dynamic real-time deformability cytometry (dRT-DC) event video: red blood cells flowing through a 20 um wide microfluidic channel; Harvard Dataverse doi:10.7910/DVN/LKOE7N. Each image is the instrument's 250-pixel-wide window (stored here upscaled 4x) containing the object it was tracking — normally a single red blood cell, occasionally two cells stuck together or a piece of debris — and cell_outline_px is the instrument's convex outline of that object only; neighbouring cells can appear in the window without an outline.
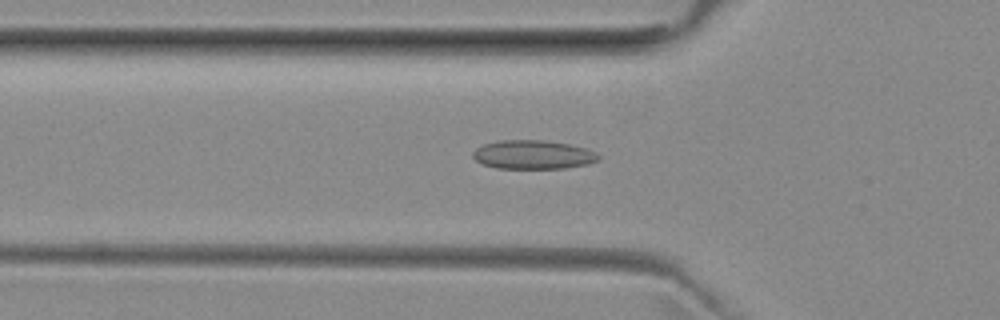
{"species": "common noctule bat (a hibernating species)", "species_latin": "Nyctalus noctula", "temperature_condition": "room temperature", "stored_images_in_passage": 51, "camera_frame_rate_fps": 3000, "um_per_image_px": 0.085, "animal": {"sex": "female", "body_mass_g": 29.2, "forearm_length_mm": 56.3}, "frame": {"image": 1, "passage_image": 17, "time_ms": 5.333, "image_size_px": [1000, 320], "cell_outline_px": [[600, 160], [588, 164], [564, 168], [496, 168], [484, 164], [476, 160], [472, 156], [472, 152], [476, 148], [484, 144], [500, 140], [544, 140], [568, 144], [584, 148], [596, 152], [600, 156]], "centroid_in_image_um": [45.32, 13.14], "position_along_channel_um": 80.5, "area_um2": 21.04}}
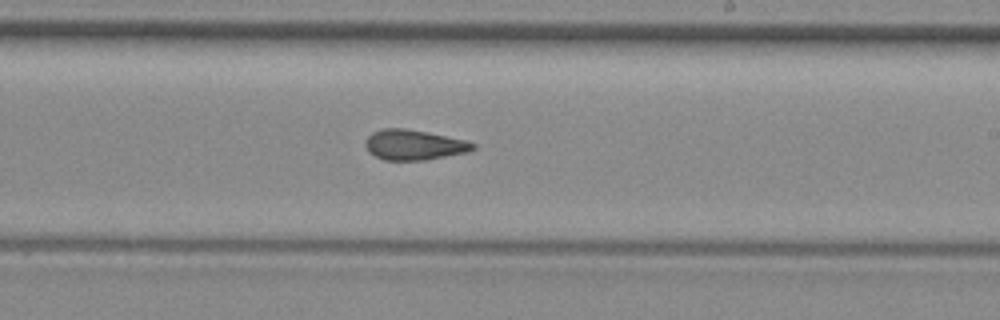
{"frame": {"image": 2, "passage_image": 30, "time_ms": 9.667, "image_size_px": [1000, 320], "cell_outline_px": [[476, 148], [468, 152], [424, 160], [384, 160], [368, 152], [364, 144], [364, 140], [372, 132], [384, 128], [404, 128], [464, 140], [476, 144]], "centroid_in_image_um": [35.14, 12.32], "position_along_channel_um": 253.9, "area_um2": 18.79}}
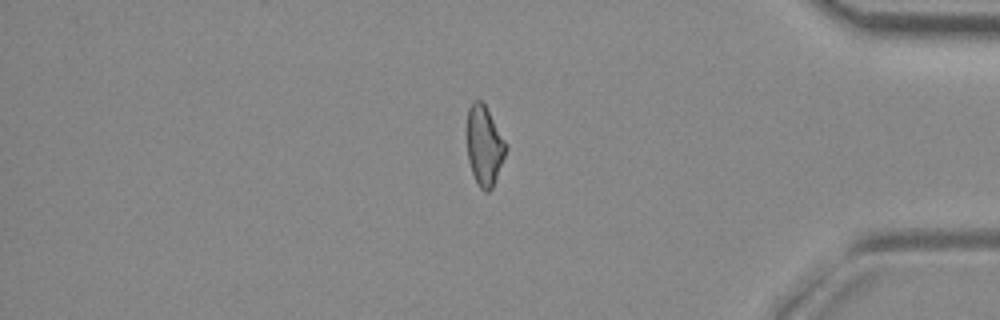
{"frame": {"image": 3, "passage_image": 43, "time_ms": 14.0, "image_size_px": [1000, 320], "cell_outline_px": [[508, 148], [492, 188], [488, 192], [484, 192], [480, 188], [472, 172], [468, 160], [468, 108], [472, 100], [480, 100], [484, 104], [508, 144]], "centroid_in_image_um": [41.19, 12.38], "position_along_channel_um": 394.0, "area_um2": 17.92}, "authors_computed_cell_mechanics": {"area_um2": 19.2474, "velocity_mm_per_s": 3.9904, "shape_relaxation_time_tau1_ms": null, "shape_relaxation_time_tau2_ms": 2.0073, "deformation_change_tau1": null, "deformation_change_tau2": 0.0838}}